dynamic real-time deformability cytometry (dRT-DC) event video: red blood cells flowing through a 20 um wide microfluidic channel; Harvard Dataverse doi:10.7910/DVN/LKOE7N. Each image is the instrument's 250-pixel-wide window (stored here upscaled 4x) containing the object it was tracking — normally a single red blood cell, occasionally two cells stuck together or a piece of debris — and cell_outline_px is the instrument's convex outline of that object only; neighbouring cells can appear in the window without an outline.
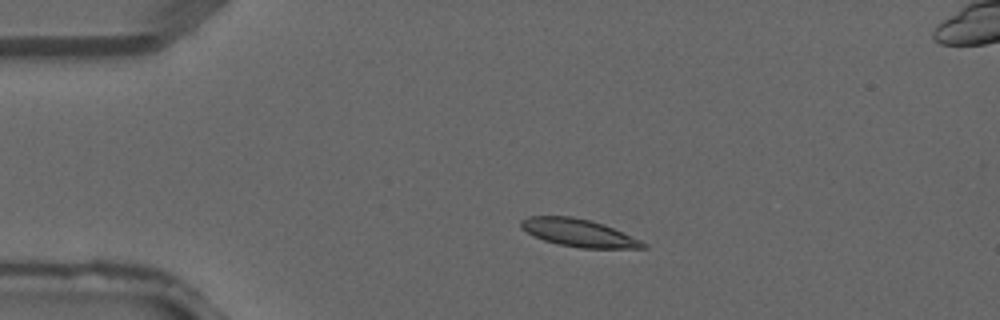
{"species": "common noctule bat (a hibernating species)", "species_latin": "Nyctalus noctula", "temperature_condition": "warm", "stored_images_in_passage": 4, "camera_frame_rate_fps": 3000, "um_per_image_px": 0.085, "animal": {"sex": "male", "forearm_length_mm": 52.5}, "frame": {"image": 1, "passage_image": 2, "time_ms": 0.333, "image_size_px": [1000, 320], "cell_outline_px": [[648, 248], [580, 248], [560, 244], [544, 240], [520, 228], [520, 220], [528, 216], [572, 216], [604, 224], [640, 240], [648, 244]], "centroid_in_image_um": [49.18, 19.79], "position_along_channel_um": 35.8, "area_um2": 19.48}}
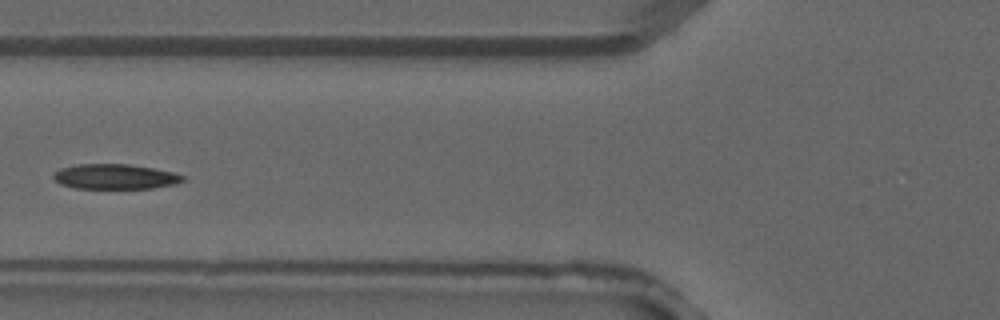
{"frame": {"image": 2, "passage_image": 4, "time_ms": 1.0, "image_size_px": [1000, 320], "cell_outline_px": [[184, 180], [176, 184], [152, 188], [76, 188], [60, 184], [52, 176], [52, 172], [60, 168], [76, 164], [128, 164], [152, 168], [172, 172], [184, 176]], "centroid_in_image_um": [9.74, 15.01], "position_along_channel_um": 116.1, "area_um2": 18.84}}